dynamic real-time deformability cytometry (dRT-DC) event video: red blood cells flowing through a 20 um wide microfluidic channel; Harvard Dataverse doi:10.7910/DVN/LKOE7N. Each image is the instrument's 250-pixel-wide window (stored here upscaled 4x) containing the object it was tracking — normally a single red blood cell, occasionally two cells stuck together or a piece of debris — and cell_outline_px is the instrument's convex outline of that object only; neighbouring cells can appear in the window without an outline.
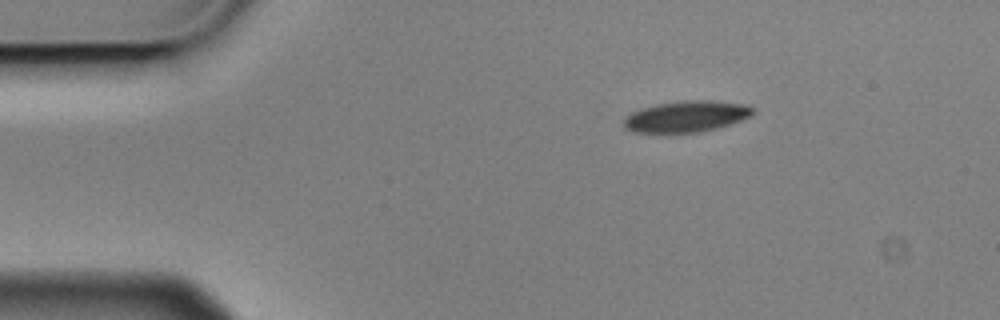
{"species": "Egyptian fruit bat (a non-hibernating species)", "species_latin": "Rousettus aegyptiacus", "temperature_condition": "cold", "stored_images_in_passage": 3, "camera_frame_rate_fps": 3000, "um_per_image_px": 0.085, "animal": {"sex": "male"}, "frame": {"image": 1, "passage_image": 1, "time_ms": 0.0, "image_size_px": [1000, 320], "cell_outline_px": [[752, 116], [716, 128], [696, 132], [632, 132], [624, 128], [624, 116], [632, 112], [656, 104], [684, 100], [712, 100], [748, 104], [752, 108]], "centroid_in_image_um": [58.33, 9.88], "position_along_channel_um": 26.7, "area_um2": 23.29}}